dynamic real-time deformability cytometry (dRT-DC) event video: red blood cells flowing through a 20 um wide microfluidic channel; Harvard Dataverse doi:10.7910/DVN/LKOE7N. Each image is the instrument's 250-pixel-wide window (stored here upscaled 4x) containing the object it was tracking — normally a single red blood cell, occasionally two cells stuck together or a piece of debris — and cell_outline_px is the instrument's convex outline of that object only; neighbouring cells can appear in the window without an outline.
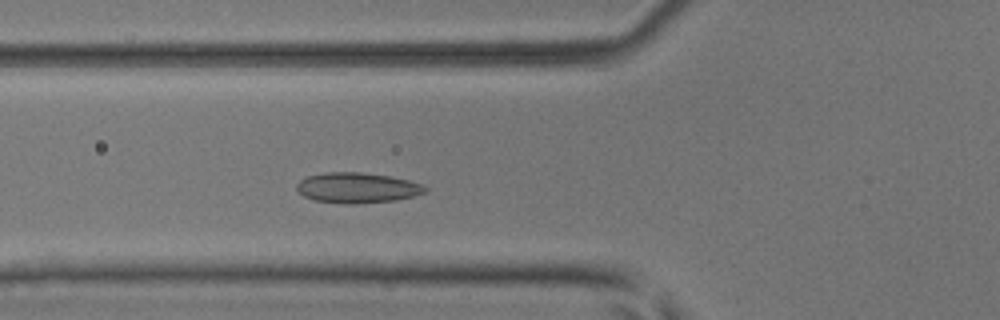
{"species": "common noctule bat (a hibernating species)", "species_latin": "Nyctalus noctula", "temperature_condition": "room temperature", "stored_images_in_passage": 5, "camera_frame_rate_fps": 3000, "um_per_image_px": 0.085, "animal": {"sex": "male", "body_mass_g": 17.9, "forearm_length_mm": 54.2}, "frame": {"image": 1, "passage_image": 5, "time_ms": 1.333, "image_size_px": [1000, 320], "cell_outline_px": [[428, 192], [396, 200], [356, 204], [348, 204], [316, 200], [304, 196], [296, 188], [296, 184], [300, 180], [308, 176], [324, 172], [360, 172], [392, 176], [424, 184], [428, 188]], "centroid_in_image_um": [30.41, 15.95], "position_along_channel_um": 95.4, "area_um2": 22.83}}